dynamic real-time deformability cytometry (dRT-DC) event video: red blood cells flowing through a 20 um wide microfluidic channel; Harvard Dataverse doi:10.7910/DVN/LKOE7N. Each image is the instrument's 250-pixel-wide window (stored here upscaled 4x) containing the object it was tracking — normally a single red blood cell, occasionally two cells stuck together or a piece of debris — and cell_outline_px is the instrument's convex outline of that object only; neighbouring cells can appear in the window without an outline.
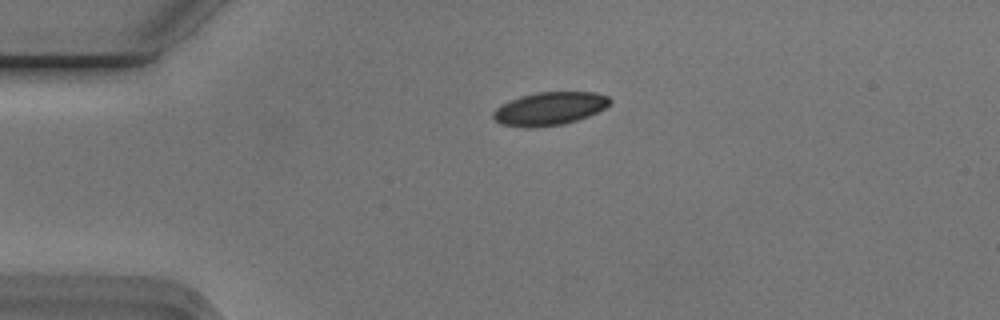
{"species": "Egyptian fruit bat (a non-hibernating species)", "species_latin": "Rousettus aegyptiacus", "temperature_condition": "cold", "stored_images_in_passage": 3, "camera_frame_rate_fps": 3000, "um_per_image_px": 0.085, "animal": {"sex": "male"}, "frame": {"image": 1, "passage_image": 2, "time_ms": 0.333, "image_size_px": [1000, 320], "cell_outline_px": [[612, 100], [604, 108], [588, 116], [564, 124], [536, 128], [524, 128], [500, 124], [492, 116], [492, 112], [496, 108], [520, 96], [536, 92], [596, 92], [608, 96]], "centroid_in_image_um": [46.7, 9.24], "position_along_channel_um": 38.3, "area_um2": 22.54}}